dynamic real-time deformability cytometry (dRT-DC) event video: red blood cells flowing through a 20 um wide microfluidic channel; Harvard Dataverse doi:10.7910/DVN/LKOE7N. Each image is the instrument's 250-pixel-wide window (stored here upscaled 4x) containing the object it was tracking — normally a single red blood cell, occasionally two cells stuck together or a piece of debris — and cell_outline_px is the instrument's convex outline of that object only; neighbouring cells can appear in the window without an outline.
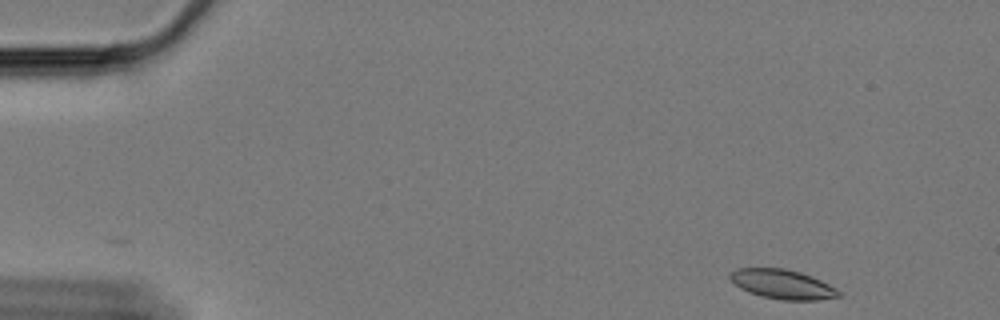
{"species": "Egyptian fruit bat (a non-hibernating species)", "species_latin": "Rousettus aegyptiacus", "temperature_condition": "cold", "stored_images_in_passage": 56, "camera_frame_rate_fps": 3000, "um_per_image_px": 0.085, "animal": {"sex": "female"}, "frame": {"image": 1, "passage_image": 1, "time_ms": 0.0, "image_size_px": [1000, 320], "cell_outline_px": [[840, 296], [816, 300], [780, 300], [760, 296], [748, 292], [740, 288], [728, 276], [736, 268], [784, 268], [800, 272], [812, 276], [836, 288], [840, 292]], "centroid_in_image_um": [66.5, 24.16], "position_along_channel_um": 18.5, "area_um2": 18.55}}
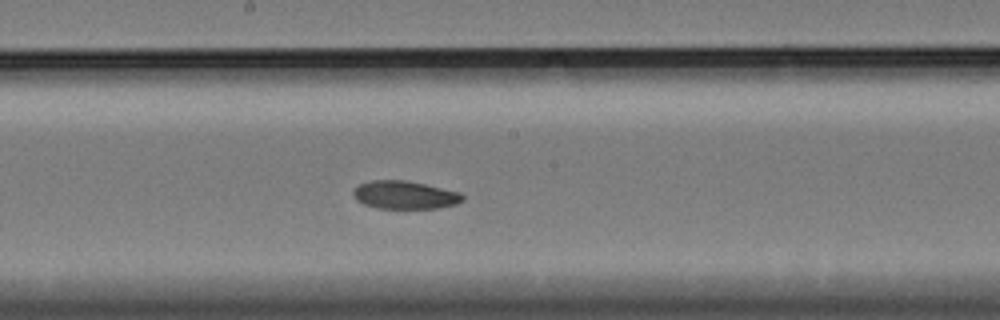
{"frame": {"image": 2, "passage_image": 28, "time_ms": 9.0, "image_size_px": [1000, 320], "cell_outline_px": [[464, 200], [456, 204], [440, 208], [376, 208], [364, 204], [356, 200], [352, 192], [360, 184], [372, 180], [408, 180], [460, 192], [464, 196]], "centroid_in_image_um": [34.43, 16.57], "position_along_channel_um": 213.8, "area_um2": 17.92}}
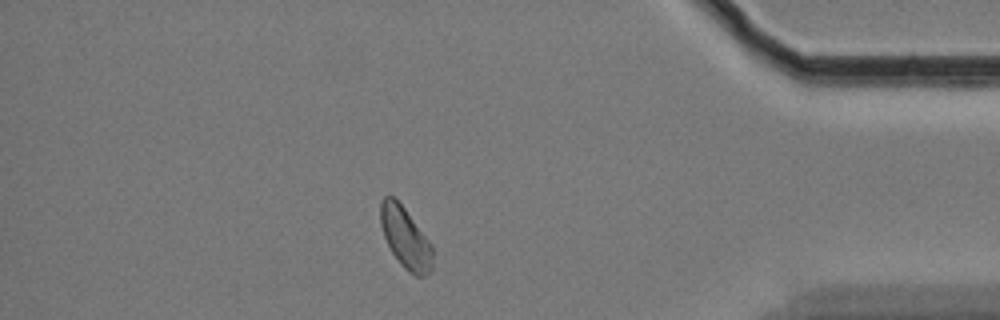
{"frame": {"image": 3, "passage_image": 48, "time_ms": 15.667, "image_size_px": [1000, 320], "cell_outline_px": [[432, 268], [424, 276], [416, 276], [408, 272], [400, 264], [392, 252], [384, 236], [380, 224], [380, 200], [384, 196], [392, 196], [404, 208], [432, 244]], "centroid_in_image_um": [34.45, 20.22], "position_along_channel_um": 400.8, "area_um2": 18.38}, "authors_computed_cell_mechanics": {"area_um2": 18.6405, "velocity_mm_per_s": 3.2984, "shape_relaxation_time_tau1_ms": 11.1742, "shape_relaxation_time_tau2_ms": 9.6409, "deformation_change_tau1": 0.1189, "deformation_change_tau2": 0.1053}}